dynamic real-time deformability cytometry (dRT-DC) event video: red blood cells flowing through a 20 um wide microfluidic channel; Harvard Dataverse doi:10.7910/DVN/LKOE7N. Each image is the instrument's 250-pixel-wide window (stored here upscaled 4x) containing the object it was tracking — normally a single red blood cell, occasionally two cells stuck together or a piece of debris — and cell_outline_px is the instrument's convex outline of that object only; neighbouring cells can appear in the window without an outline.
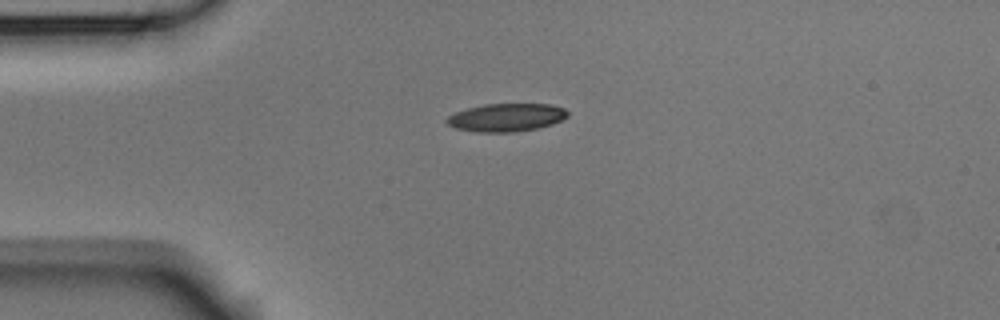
{"species": "Egyptian fruit bat (a non-hibernating species)", "species_latin": "Rousettus aegyptiacus", "temperature_condition": "room temperature", "stored_images_in_passage": 5, "camera_frame_rate_fps": 3000, "um_per_image_px": 0.085, "animal": {"sex": "male"}, "frame": {"image": 1, "passage_image": 1, "time_ms": 0.0, "image_size_px": [1000, 320], "cell_outline_px": [[568, 116], [552, 124], [536, 128], [512, 132], [476, 132], [456, 128], [448, 124], [444, 120], [448, 116], [456, 112], [468, 108], [484, 104], [552, 104], [564, 108], [568, 112]], "centroid_in_image_um": [43.03, 9.98], "position_along_channel_um": 42.0, "area_um2": 19.65}}
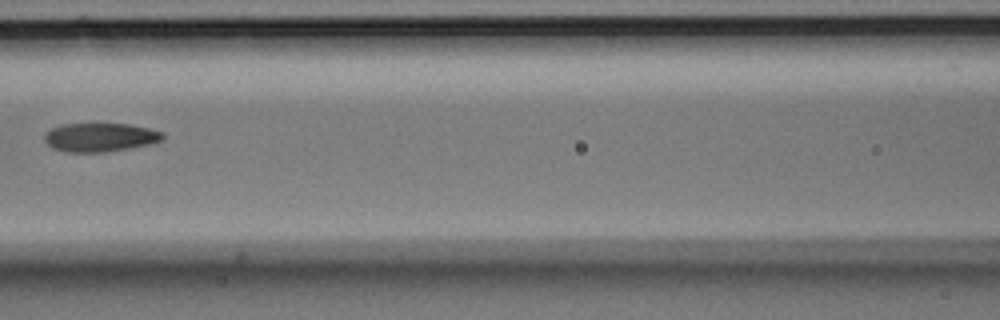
{"frame": {"image": 2, "passage_image": 4, "time_ms": 1.0, "image_size_px": [1000, 320], "cell_outline_px": [[164, 140], [156, 144], [104, 152], [64, 152], [52, 148], [44, 140], [44, 136], [52, 128], [60, 124], [128, 124], [148, 128], [164, 132]], "centroid_in_image_um": [8.56, 11.68], "position_along_channel_um": 158.0, "area_um2": 20.0}}
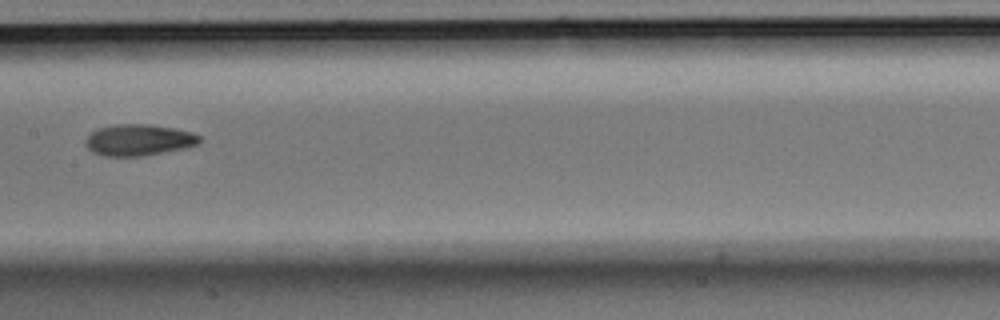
{"frame": {"image": 3, "passage_image": 5, "time_ms": 1.333, "image_size_px": [1000, 320], "cell_outline_px": [[200, 144], [184, 148], [140, 156], [104, 156], [92, 152], [84, 144], [84, 140], [92, 132], [100, 128], [116, 124], [148, 124], [172, 128], [192, 132], [200, 136]], "centroid_in_image_um": [11.77, 11.9], "position_along_channel_um": 195.6, "area_um2": 20.69}}